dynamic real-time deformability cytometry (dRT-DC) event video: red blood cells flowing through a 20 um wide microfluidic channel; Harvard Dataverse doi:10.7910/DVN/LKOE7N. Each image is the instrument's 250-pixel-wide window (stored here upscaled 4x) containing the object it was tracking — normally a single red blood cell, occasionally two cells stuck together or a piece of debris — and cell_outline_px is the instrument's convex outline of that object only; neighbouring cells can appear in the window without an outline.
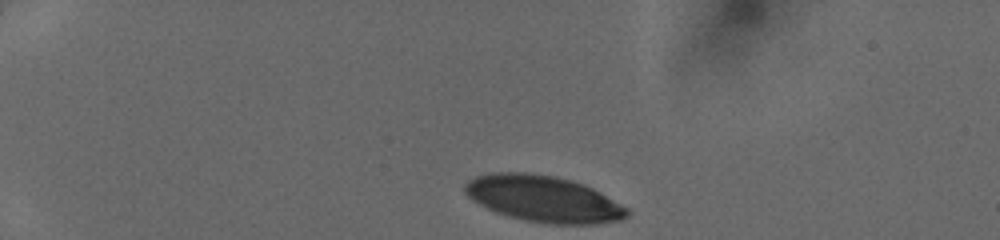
{"species": "human", "species_latin": "Homo sapiens", "temperature_condition": "cold", "stored_images_in_passage": 34, "camera_frame_rate_fps": 3000, "um_per_image_px": 0.085, "donor": {"sex": "female"}, "frame": {"image": 1, "passage_image": 1, "time_ms": 0.0, "image_size_px": [1000, 240], "cell_outline_px": [[628, 216], [620, 220], [596, 224], [548, 224], [508, 216], [496, 212], [472, 200], [464, 192], [464, 184], [468, 180], [476, 176], [492, 172], [524, 172], [552, 176], [584, 184], [592, 188], [628, 208]], "centroid_in_image_um": [46.17, 16.9], "position_along_channel_um": 38.8, "area_um2": 43.47}}
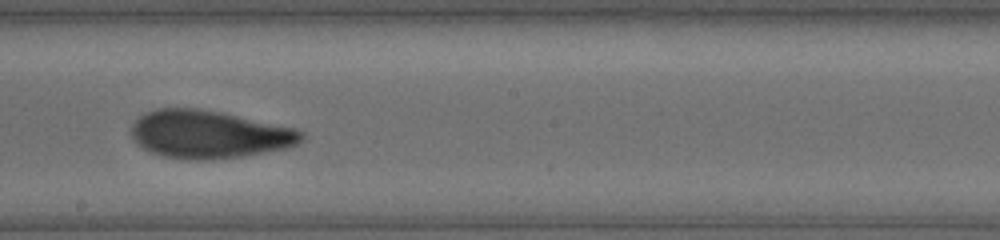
{"frame": {"image": 2, "passage_image": 20, "time_ms": 6.333, "image_size_px": [1000, 240], "cell_outline_px": [[304, 140], [292, 148], [240, 156], [208, 160], [188, 160], [164, 156], [152, 152], [144, 148], [132, 136], [132, 124], [144, 112], [156, 108], [196, 108], [220, 112], [296, 128], [304, 132]], "centroid_in_image_um": [17.82, 11.42], "position_along_channel_um": 230.4, "area_um2": 47.51}}
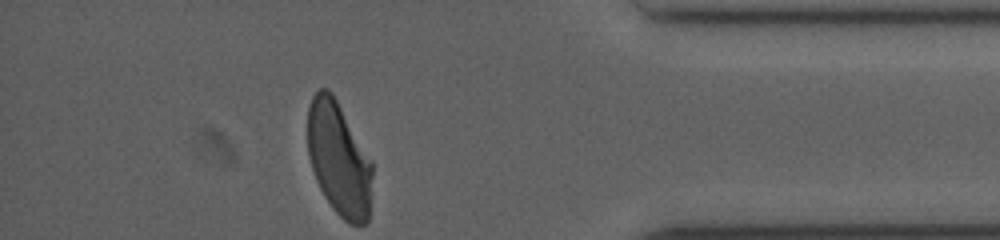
{"frame": {"image": 3, "passage_image": 34, "time_ms": 11.0, "image_size_px": [1000, 240], "cell_outline_px": [[372, 176], [368, 224], [348, 224], [332, 208], [324, 196], [316, 180], [308, 156], [308, 108], [312, 96], [320, 88], [328, 88], [332, 92], [372, 160]], "centroid_in_image_um": [28.81, 13.51], "position_along_channel_um": 406.4, "area_um2": 43.0}}